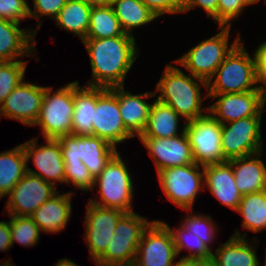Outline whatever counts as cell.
<instances>
[{
	"label": "cell",
	"instance_id": "1",
	"mask_svg": "<svg viewBox=\"0 0 266 266\" xmlns=\"http://www.w3.org/2000/svg\"><path fill=\"white\" fill-rule=\"evenodd\" d=\"M92 68L87 86L111 88L124 86V80L139 55L134 36L84 39Z\"/></svg>",
	"mask_w": 266,
	"mask_h": 266
},
{
	"label": "cell",
	"instance_id": "2",
	"mask_svg": "<svg viewBox=\"0 0 266 266\" xmlns=\"http://www.w3.org/2000/svg\"><path fill=\"white\" fill-rule=\"evenodd\" d=\"M202 87L207 90L205 80L192 75L188 76L178 67L167 64L162 77L156 84L155 94L160 92L156 99L169 105L184 118L186 123L205 116L206 114L202 111L208 112V107L202 108Z\"/></svg>",
	"mask_w": 266,
	"mask_h": 266
},
{
	"label": "cell",
	"instance_id": "3",
	"mask_svg": "<svg viewBox=\"0 0 266 266\" xmlns=\"http://www.w3.org/2000/svg\"><path fill=\"white\" fill-rule=\"evenodd\" d=\"M216 76V78H215ZM215 78L214 82L212 80ZM255 52L249 56L241 41L226 56L225 60L207 82V94H229L262 90Z\"/></svg>",
	"mask_w": 266,
	"mask_h": 266
},
{
	"label": "cell",
	"instance_id": "4",
	"mask_svg": "<svg viewBox=\"0 0 266 266\" xmlns=\"http://www.w3.org/2000/svg\"><path fill=\"white\" fill-rule=\"evenodd\" d=\"M131 176L126 163L117 152L95 178L94 188L98 185L101 199L96 201L91 197L90 203L124 213L134 212L131 204L134 195Z\"/></svg>",
	"mask_w": 266,
	"mask_h": 266
},
{
	"label": "cell",
	"instance_id": "5",
	"mask_svg": "<svg viewBox=\"0 0 266 266\" xmlns=\"http://www.w3.org/2000/svg\"><path fill=\"white\" fill-rule=\"evenodd\" d=\"M219 28V33L192 47L174 62L185 67L192 76L208 82L226 56L241 41L240 34H237L234 42L229 47L228 41L231 27L219 26Z\"/></svg>",
	"mask_w": 266,
	"mask_h": 266
},
{
	"label": "cell",
	"instance_id": "6",
	"mask_svg": "<svg viewBox=\"0 0 266 266\" xmlns=\"http://www.w3.org/2000/svg\"><path fill=\"white\" fill-rule=\"evenodd\" d=\"M151 222L135 212L125 213L117 222L106 251L95 261L97 266L134 264L137 247Z\"/></svg>",
	"mask_w": 266,
	"mask_h": 266
},
{
	"label": "cell",
	"instance_id": "7",
	"mask_svg": "<svg viewBox=\"0 0 266 266\" xmlns=\"http://www.w3.org/2000/svg\"><path fill=\"white\" fill-rule=\"evenodd\" d=\"M52 92L53 87L47 86L39 116L33 126L41 127L45 139L58 140L72 131L73 82Z\"/></svg>",
	"mask_w": 266,
	"mask_h": 266
},
{
	"label": "cell",
	"instance_id": "8",
	"mask_svg": "<svg viewBox=\"0 0 266 266\" xmlns=\"http://www.w3.org/2000/svg\"><path fill=\"white\" fill-rule=\"evenodd\" d=\"M64 163L82 162L96 178L118 152L104 139L94 135H66L58 139Z\"/></svg>",
	"mask_w": 266,
	"mask_h": 266
},
{
	"label": "cell",
	"instance_id": "9",
	"mask_svg": "<svg viewBox=\"0 0 266 266\" xmlns=\"http://www.w3.org/2000/svg\"><path fill=\"white\" fill-rule=\"evenodd\" d=\"M201 165L171 167L157 172L160 186L168 201L186 210H193V203L199 191L204 189V171Z\"/></svg>",
	"mask_w": 266,
	"mask_h": 266
},
{
	"label": "cell",
	"instance_id": "10",
	"mask_svg": "<svg viewBox=\"0 0 266 266\" xmlns=\"http://www.w3.org/2000/svg\"><path fill=\"white\" fill-rule=\"evenodd\" d=\"M262 111L256 116L222 124L221 148L227 161L263 151L260 132Z\"/></svg>",
	"mask_w": 266,
	"mask_h": 266
},
{
	"label": "cell",
	"instance_id": "11",
	"mask_svg": "<svg viewBox=\"0 0 266 266\" xmlns=\"http://www.w3.org/2000/svg\"><path fill=\"white\" fill-rule=\"evenodd\" d=\"M222 124L209 113L186 122L185 133L196 164L206 166L227 161L221 148Z\"/></svg>",
	"mask_w": 266,
	"mask_h": 266
},
{
	"label": "cell",
	"instance_id": "12",
	"mask_svg": "<svg viewBox=\"0 0 266 266\" xmlns=\"http://www.w3.org/2000/svg\"><path fill=\"white\" fill-rule=\"evenodd\" d=\"M170 226L154 220L144 230L134 261L135 266H173L177 258Z\"/></svg>",
	"mask_w": 266,
	"mask_h": 266
},
{
	"label": "cell",
	"instance_id": "13",
	"mask_svg": "<svg viewBox=\"0 0 266 266\" xmlns=\"http://www.w3.org/2000/svg\"><path fill=\"white\" fill-rule=\"evenodd\" d=\"M93 135L116 147L133 136L126 130L116 94L110 88L96 87Z\"/></svg>",
	"mask_w": 266,
	"mask_h": 266
},
{
	"label": "cell",
	"instance_id": "14",
	"mask_svg": "<svg viewBox=\"0 0 266 266\" xmlns=\"http://www.w3.org/2000/svg\"><path fill=\"white\" fill-rule=\"evenodd\" d=\"M207 97L214 100L217 98V101L208 107V113L221 124L256 116L266 105V96L263 90L206 94L203 99Z\"/></svg>",
	"mask_w": 266,
	"mask_h": 266
},
{
	"label": "cell",
	"instance_id": "15",
	"mask_svg": "<svg viewBox=\"0 0 266 266\" xmlns=\"http://www.w3.org/2000/svg\"><path fill=\"white\" fill-rule=\"evenodd\" d=\"M124 214L117 209L87 204L84 238L94 262L106 251L117 222Z\"/></svg>",
	"mask_w": 266,
	"mask_h": 266
},
{
	"label": "cell",
	"instance_id": "16",
	"mask_svg": "<svg viewBox=\"0 0 266 266\" xmlns=\"http://www.w3.org/2000/svg\"><path fill=\"white\" fill-rule=\"evenodd\" d=\"M57 192V189L51 183L27 172L7 195L5 208L8 215L30 217L34 211Z\"/></svg>",
	"mask_w": 266,
	"mask_h": 266
},
{
	"label": "cell",
	"instance_id": "17",
	"mask_svg": "<svg viewBox=\"0 0 266 266\" xmlns=\"http://www.w3.org/2000/svg\"><path fill=\"white\" fill-rule=\"evenodd\" d=\"M45 141V145L38 146V140L35 137L22 144L27 160V172L41 177L55 187V182H65V163L60 142L55 139H45ZM30 158L38 172L28 167Z\"/></svg>",
	"mask_w": 266,
	"mask_h": 266
},
{
	"label": "cell",
	"instance_id": "18",
	"mask_svg": "<svg viewBox=\"0 0 266 266\" xmlns=\"http://www.w3.org/2000/svg\"><path fill=\"white\" fill-rule=\"evenodd\" d=\"M46 87L22 80L0 104V117L33 126L39 116Z\"/></svg>",
	"mask_w": 266,
	"mask_h": 266
},
{
	"label": "cell",
	"instance_id": "19",
	"mask_svg": "<svg viewBox=\"0 0 266 266\" xmlns=\"http://www.w3.org/2000/svg\"><path fill=\"white\" fill-rule=\"evenodd\" d=\"M153 159L157 172L195 163L192 148L184 132L172 138L139 137Z\"/></svg>",
	"mask_w": 266,
	"mask_h": 266
},
{
	"label": "cell",
	"instance_id": "20",
	"mask_svg": "<svg viewBox=\"0 0 266 266\" xmlns=\"http://www.w3.org/2000/svg\"><path fill=\"white\" fill-rule=\"evenodd\" d=\"M204 188L210 190L213 196L234 211L237 210L243 195L235 183V175L229 161L203 166Z\"/></svg>",
	"mask_w": 266,
	"mask_h": 266
},
{
	"label": "cell",
	"instance_id": "21",
	"mask_svg": "<svg viewBox=\"0 0 266 266\" xmlns=\"http://www.w3.org/2000/svg\"><path fill=\"white\" fill-rule=\"evenodd\" d=\"M41 22L38 23L36 30L32 28L31 30L27 28L21 30L20 24L0 19V62L16 61L19 57L34 55L36 51L35 36L41 27Z\"/></svg>",
	"mask_w": 266,
	"mask_h": 266
},
{
	"label": "cell",
	"instance_id": "22",
	"mask_svg": "<svg viewBox=\"0 0 266 266\" xmlns=\"http://www.w3.org/2000/svg\"><path fill=\"white\" fill-rule=\"evenodd\" d=\"M110 89L118 98L120 114L126 130L133 137L136 135L140 137L146 128L152 105L146 102L145 98L155 96V92L133 95L130 91L126 92L124 86H115Z\"/></svg>",
	"mask_w": 266,
	"mask_h": 266
},
{
	"label": "cell",
	"instance_id": "23",
	"mask_svg": "<svg viewBox=\"0 0 266 266\" xmlns=\"http://www.w3.org/2000/svg\"><path fill=\"white\" fill-rule=\"evenodd\" d=\"M55 193L30 216L45 233H59L64 230L72 214L71 199L73 192Z\"/></svg>",
	"mask_w": 266,
	"mask_h": 266
},
{
	"label": "cell",
	"instance_id": "24",
	"mask_svg": "<svg viewBox=\"0 0 266 266\" xmlns=\"http://www.w3.org/2000/svg\"><path fill=\"white\" fill-rule=\"evenodd\" d=\"M246 237V233L241 235L235 230L229 240L215 250L210 263L213 266H260L256 247H252Z\"/></svg>",
	"mask_w": 266,
	"mask_h": 266
},
{
	"label": "cell",
	"instance_id": "25",
	"mask_svg": "<svg viewBox=\"0 0 266 266\" xmlns=\"http://www.w3.org/2000/svg\"><path fill=\"white\" fill-rule=\"evenodd\" d=\"M264 151L228 160L235 183L242 195L266 190V166L260 159Z\"/></svg>",
	"mask_w": 266,
	"mask_h": 266
},
{
	"label": "cell",
	"instance_id": "26",
	"mask_svg": "<svg viewBox=\"0 0 266 266\" xmlns=\"http://www.w3.org/2000/svg\"><path fill=\"white\" fill-rule=\"evenodd\" d=\"M74 113L72 116V135H93L94 110H96V87L79 86L73 82Z\"/></svg>",
	"mask_w": 266,
	"mask_h": 266
},
{
	"label": "cell",
	"instance_id": "27",
	"mask_svg": "<svg viewBox=\"0 0 266 266\" xmlns=\"http://www.w3.org/2000/svg\"><path fill=\"white\" fill-rule=\"evenodd\" d=\"M181 116L159 100L155 99L149 111L148 122L140 137L172 138L185 132V125L182 132L178 133L179 118Z\"/></svg>",
	"mask_w": 266,
	"mask_h": 266
},
{
	"label": "cell",
	"instance_id": "28",
	"mask_svg": "<svg viewBox=\"0 0 266 266\" xmlns=\"http://www.w3.org/2000/svg\"><path fill=\"white\" fill-rule=\"evenodd\" d=\"M27 173L22 144L0 153V199L7 196Z\"/></svg>",
	"mask_w": 266,
	"mask_h": 266
},
{
	"label": "cell",
	"instance_id": "29",
	"mask_svg": "<svg viewBox=\"0 0 266 266\" xmlns=\"http://www.w3.org/2000/svg\"><path fill=\"white\" fill-rule=\"evenodd\" d=\"M115 16L126 34L142 25H147L157 16L141 0H113L111 3Z\"/></svg>",
	"mask_w": 266,
	"mask_h": 266
},
{
	"label": "cell",
	"instance_id": "30",
	"mask_svg": "<svg viewBox=\"0 0 266 266\" xmlns=\"http://www.w3.org/2000/svg\"><path fill=\"white\" fill-rule=\"evenodd\" d=\"M116 36L134 35L126 34L123 31L111 5L92 6L85 39H103Z\"/></svg>",
	"mask_w": 266,
	"mask_h": 266
},
{
	"label": "cell",
	"instance_id": "31",
	"mask_svg": "<svg viewBox=\"0 0 266 266\" xmlns=\"http://www.w3.org/2000/svg\"><path fill=\"white\" fill-rule=\"evenodd\" d=\"M91 8L88 4L68 0L54 21L57 27L72 32L83 41L89 28Z\"/></svg>",
	"mask_w": 266,
	"mask_h": 266
},
{
	"label": "cell",
	"instance_id": "32",
	"mask_svg": "<svg viewBox=\"0 0 266 266\" xmlns=\"http://www.w3.org/2000/svg\"><path fill=\"white\" fill-rule=\"evenodd\" d=\"M242 217L241 227L259 232L266 228V190L245 194L236 210Z\"/></svg>",
	"mask_w": 266,
	"mask_h": 266
},
{
	"label": "cell",
	"instance_id": "33",
	"mask_svg": "<svg viewBox=\"0 0 266 266\" xmlns=\"http://www.w3.org/2000/svg\"><path fill=\"white\" fill-rule=\"evenodd\" d=\"M170 230L173 235L177 255H180V252L186 249L190 253L187 256H182V258L197 259L206 263L211 262L213 252L206 247L199 237L193 235L183 225L174 230L170 228Z\"/></svg>",
	"mask_w": 266,
	"mask_h": 266
},
{
	"label": "cell",
	"instance_id": "34",
	"mask_svg": "<svg viewBox=\"0 0 266 266\" xmlns=\"http://www.w3.org/2000/svg\"><path fill=\"white\" fill-rule=\"evenodd\" d=\"M10 218L11 244L14 242L22 246H35L40 240V229L38 225L29 216H13Z\"/></svg>",
	"mask_w": 266,
	"mask_h": 266
},
{
	"label": "cell",
	"instance_id": "35",
	"mask_svg": "<svg viewBox=\"0 0 266 266\" xmlns=\"http://www.w3.org/2000/svg\"><path fill=\"white\" fill-rule=\"evenodd\" d=\"M28 61H1L0 62V104L24 80Z\"/></svg>",
	"mask_w": 266,
	"mask_h": 266
},
{
	"label": "cell",
	"instance_id": "36",
	"mask_svg": "<svg viewBox=\"0 0 266 266\" xmlns=\"http://www.w3.org/2000/svg\"><path fill=\"white\" fill-rule=\"evenodd\" d=\"M183 219L181 224L193 235L199 237L206 247L211 250L210 242H213L215 232H217V226L214 221L212 222V218L203 214H189Z\"/></svg>",
	"mask_w": 266,
	"mask_h": 266
},
{
	"label": "cell",
	"instance_id": "37",
	"mask_svg": "<svg viewBox=\"0 0 266 266\" xmlns=\"http://www.w3.org/2000/svg\"><path fill=\"white\" fill-rule=\"evenodd\" d=\"M65 183L87 192L94 189L95 178L84 163H65Z\"/></svg>",
	"mask_w": 266,
	"mask_h": 266
},
{
	"label": "cell",
	"instance_id": "38",
	"mask_svg": "<svg viewBox=\"0 0 266 266\" xmlns=\"http://www.w3.org/2000/svg\"><path fill=\"white\" fill-rule=\"evenodd\" d=\"M251 4L249 0H218L217 23L231 27V20L236 19Z\"/></svg>",
	"mask_w": 266,
	"mask_h": 266
},
{
	"label": "cell",
	"instance_id": "39",
	"mask_svg": "<svg viewBox=\"0 0 266 266\" xmlns=\"http://www.w3.org/2000/svg\"><path fill=\"white\" fill-rule=\"evenodd\" d=\"M29 16L27 0H0V19L20 24Z\"/></svg>",
	"mask_w": 266,
	"mask_h": 266
},
{
	"label": "cell",
	"instance_id": "40",
	"mask_svg": "<svg viewBox=\"0 0 266 266\" xmlns=\"http://www.w3.org/2000/svg\"><path fill=\"white\" fill-rule=\"evenodd\" d=\"M68 0H33V12L29 7V16L40 20L41 16H49L55 19Z\"/></svg>",
	"mask_w": 266,
	"mask_h": 266
},
{
	"label": "cell",
	"instance_id": "41",
	"mask_svg": "<svg viewBox=\"0 0 266 266\" xmlns=\"http://www.w3.org/2000/svg\"><path fill=\"white\" fill-rule=\"evenodd\" d=\"M143 4L148 7L157 18L166 14L182 13L181 0H141Z\"/></svg>",
	"mask_w": 266,
	"mask_h": 266
},
{
	"label": "cell",
	"instance_id": "42",
	"mask_svg": "<svg viewBox=\"0 0 266 266\" xmlns=\"http://www.w3.org/2000/svg\"><path fill=\"white\" fill-rule=\"evenodd\" d=\"M196 7H202L207 12V17H212L217 22L218 0H182V13Z\"/></svg>",
	"mask_w": 266,
	"mask_h": 266
},
{
	"label": "cell",
	"instance_id": "43",
	"mask_svg": "<svg viewBox=\"0 0 266 266\" xmlns=\"http://www.w3.org/2000/svg\"><path fill=\"white\" fill-rule=\"evenodd\" d=\"M255 55L257 59L260 86L266 96V42L261 43L256 48Z\"/></svg>",
	"mask_w": 266,
	"mask_h": 266
},
{
	"label": "cell",
	"instance_id": "44",
	"mask_svg": "<svg viewBox=\"0 0 266 266\" xmlns=\"http://www.w3.org/2000/svg\"><path fill=\"white\" fill-rule=\"evenodd\" d=\"M12 247L10 220L0 221V251H7Z\"/></svg>",
	"mask_w": 266,
	"mask_h": 266
},
{
	"label": "cell",
	"instance_id": "45",
	"mask_svg": "<svg viewBox=\"0 0 266 266\" xmlns=\"http://www.w3.org/2000/svg\"><path fill=\"white\" fill-rule=\"evenodd\" d=\"M206 262L197 259L181 258L179 261L174 262L173 266H204Z\"/></svg>",
	"mask_w": 266,
	"mask_h": 266
},
{
	"label": "cell",
	"instance_id": "46",
	"mask_svg": "<svg viewBox=\"0 0 266 266\" xmlns=\"http://www.w3.org/2000/svg\"><path fill=\"white\" fill-rule=\"evenodd\" d=\"M79 1L81 3L88 4L90 6H102V5H111L113 0H73Z\"/></svg>",
	"mask_w": 266,
	"mask_h": 266
},
{
	"label": "cell",
	"instance_id": "47",
	"mask_svg": "<svg viewBox=\"0 0 266 266\" xmlns=\"http://www.w3.org/2000/svg\"><path fill=\"white\" fill-rule=\"evenodd\" d=\"M55 266H78V264L74 263L73 261L63 258L59 260Z\"/></svg>",
	"mask_w": 266,
	"mask_h": 266
},
{
	"label": "cell",
	"instance_id": "48",
	"mask_svg": "<svg viewBox=\"0 0 266 266\" xmlns=\"http://www.w3.org/2000/svg\"><path fill=\"white\" fill-rule=\"evenodd\" d=\"M0 264H1L0 266H14V265H12V263L10 262L9 259H7V261L5 259V262L3 261Z\"/></svg>",
	"mask_w": 266,
	"mask_h": 266
},
{
	"label": "cell",
	"instance_id": "49",
	"mask_svg": "<svg viewBox=\"0 0 266 266\" xmlns=\"http://www.w3.org/2000/svg\"><path fill=\"white\" fill-rule=\"evenodd\" d=\"M252 4H254V3H258L260 0H249ZM265 2H266V0H265Z\"/></svg>",
	"mask_w": 266,
	"mask_h": 266
},
{
	"label": "cell",
	"instance_id": "50",
	"mask_svg": "<svg viewBox=\"0 0 266 266\" xmlns=\"http://www.w3.org/2000/svg\"><path fill=\"white\" fill-rule=\"evenodd\" d=\"M116 266H135L134 264H129V265H116Z\"/></svg>",
	"mask_w": 266,
	"mask_h": 266
},
{
	"label": "cell",
	"instance_id": "51",
	"mask_svg": "<svg viewBox=\"0 0 266 266\" xmlns=\"http://www.w3.org/2000/svg\"><path fill=\"white\" fill-rule=\"evenodd\" d=\"M204 266H213L211 263H206Z\"/></svg>",
	"mask_w": 266,
	"mask_h": 266
}]
</instances>
